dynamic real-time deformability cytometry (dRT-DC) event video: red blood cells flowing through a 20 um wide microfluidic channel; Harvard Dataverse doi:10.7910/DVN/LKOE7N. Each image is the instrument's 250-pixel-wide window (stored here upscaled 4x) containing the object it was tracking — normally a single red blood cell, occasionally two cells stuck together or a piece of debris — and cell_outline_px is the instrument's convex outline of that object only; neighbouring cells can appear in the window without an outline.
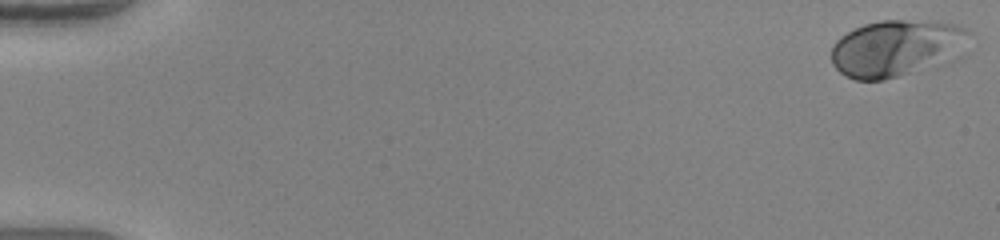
{"species": "human", "species_latin": "Homo sapiens", "temperature_condition": "warm", "stored_images_in_passage": 51, "camera_frame_rate_fps": 3000, "um_per_image_px": 0.085, "donor": {"sex": "female"}, "frame": {"image": 1, "passage_image": 1, "time_ms": 0.0, "image_size_px": [1000, 240], "cell_outline_px": [[968, 52], [960, 60], [952, 64], [884, 80], [856, 80], [844, 76], [832, 64], [832, 44], [840, 36], [864, 24], [880, 20], [904, 20], [952, 24], [964, 28], [968, 32]], "centroid_in_image_um": [76.31, 4.15], "position_along_channel_um": 8.7, "area_um2": 46.93}}
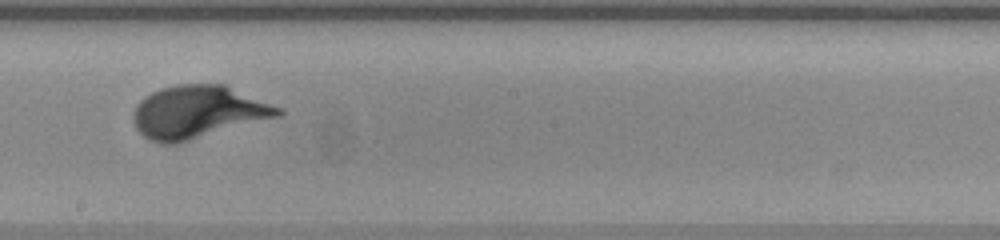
{"frame": {"image": 2, "passage_image": 30, "time_ms": 9.667, "image_size_px": [1000, 240], "cell_outline_px": [[284, 112], [280, 116], [176, 144], [160, 144], [144, 136], [136, 128], [132, 120], [132, 112], [136, 104], [144, 96], [160, 88], [176, 84], [224, 84], [280, 108]], "centroid_in_image_um": [16.77, 9.52], "position_along_channel_um": 231.4, "area_um2": 44.39}}
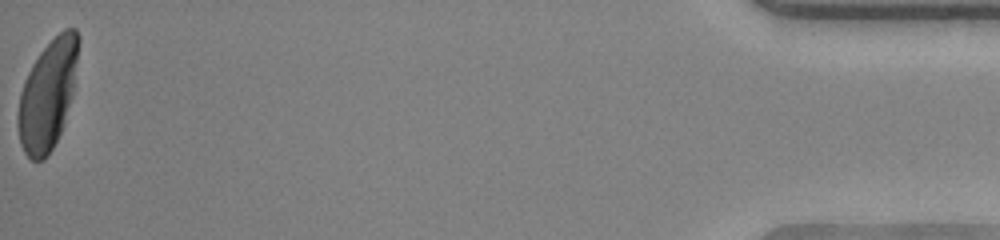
{"frame": {"image": 3, "passage_image": 51, "time_ms": 16.667, "image_size_px": [1000, 240], "cell_outline_px": [[80, 40], [72, 96], [64, 124], [52, 148], [44, 160], [32, 160], [24, 152], [20, 144], [16, 120], [16, 116], [20, 92], [24, 80], [32, 64], [40, 52], [64, 28], [76, 28], [80, 36]], "centroid_in_image_um": [4.05, 8.05], "position_along_channel_um": 431.2, "area_um2": 38.67}}